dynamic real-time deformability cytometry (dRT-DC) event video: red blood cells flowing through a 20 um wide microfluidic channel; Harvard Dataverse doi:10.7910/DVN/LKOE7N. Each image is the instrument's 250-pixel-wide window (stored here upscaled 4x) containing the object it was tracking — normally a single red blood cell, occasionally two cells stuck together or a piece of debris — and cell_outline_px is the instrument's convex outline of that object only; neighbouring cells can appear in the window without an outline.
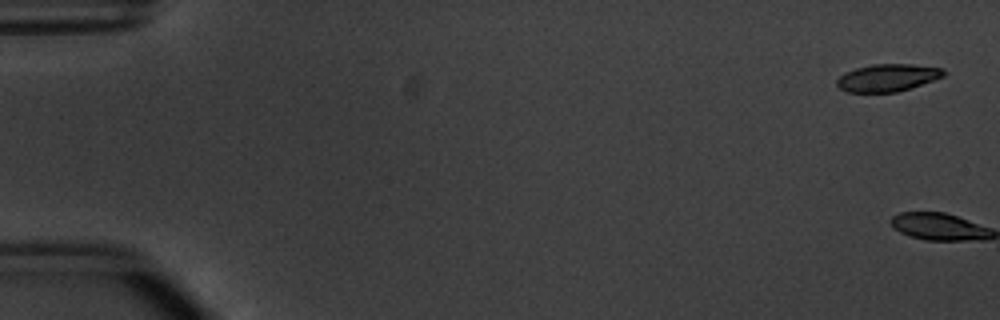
{"species": "common noctule bat (a hibernating species)", "species_latin": "Nyctalus noctula", "temperature_condition": "warm", "stored_images_in_passage": 3, "camera_frame_rate_fps": 3000, "um_per_image_px": 0.085, "animal": {"sex": "male", "body_mass_g": 20.1, "forearm_length_mm": 53.5}, "frame": {"image": 1, "passage_image": 2, "time_ms": 0.333, "image_size_px": [1000, 320], "cell_outline_px": [[944, 76], [896, 92], [848, 92], [840, 88], [836, 84], [836, 80], [844, 72], [856, 68], [872, 64], [912, 64], [944, 68]], "centroid_in_image_um": [75.41, 6.59], "position_along_channel_um": 9.6, "area_um2": 16.88}}